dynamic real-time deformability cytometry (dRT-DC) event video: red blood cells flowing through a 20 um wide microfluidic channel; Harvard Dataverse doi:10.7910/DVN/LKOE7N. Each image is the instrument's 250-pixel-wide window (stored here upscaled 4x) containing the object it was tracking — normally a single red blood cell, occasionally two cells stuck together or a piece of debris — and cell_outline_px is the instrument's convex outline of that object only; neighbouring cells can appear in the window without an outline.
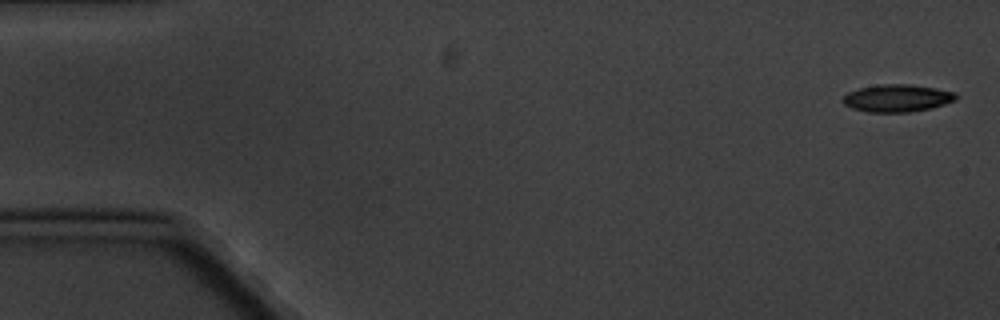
{"species": "common noctule bat (a hibernating species)", "species_latin": "Nyctalus noctula", "temperature_condition": "cold", "stored_images_in_passage": 10, "camera_frame_rate_fps": 3000, "um_per_image_px": 0.085, "animal": {"sex": "male", "body_mass_g": 20.1, "forearm_length_mm": 53.5}, "frame": {"image": 1, "passage_image": 1, "time_ms": 0.0, "image_size_px": [1000, 320], "cell_outline_px": [[956, 100], [944, 104], [928, 108], [908, 112], [868, 112], [852, 108], [844, 104], [840, 100], [848, 92], [860, 88], [880, 84], [908, 84], [936, 88], [956, 92]], "centroid_in_image_um": [76.23, 8.33], "position_along_channel_um": 8.8, "area_um2": 17.98}}
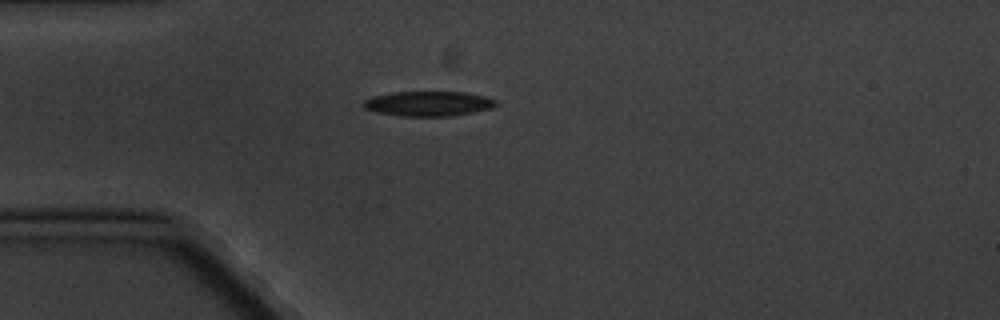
{"frame": {"image": 2, "passage_image": 5, "time_ms": 4.667, "image_size_px": [1000, 320], "cell_outline_px": [[496, 104], [492, 108], [472, 112], [448, 116], [400, 116], [376, 112], [364, 108], [360, 104], [364, 100], [372, 96], [392, 92], [464, 92], [484, 96], [496, 100]], "centroid_in_image_um": [36.35, 8.81], "position_along_channel_um": 48.7, "area_um2": 19.19}}